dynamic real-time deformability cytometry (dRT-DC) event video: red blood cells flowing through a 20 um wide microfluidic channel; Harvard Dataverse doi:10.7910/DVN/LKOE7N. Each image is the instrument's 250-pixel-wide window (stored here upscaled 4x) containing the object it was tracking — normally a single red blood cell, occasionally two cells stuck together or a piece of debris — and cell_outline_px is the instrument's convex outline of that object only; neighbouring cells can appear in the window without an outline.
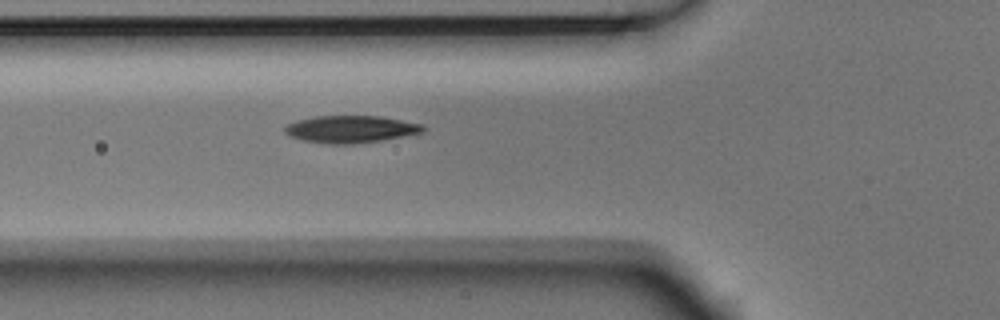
{"species": "Egyptian fruit bat (a non-hibernating species)", "species_latin": "Rousettus aegyptiacus", "temperature_condition": "room temperature", "stored_images_in_passage": 2, "camera_frame_rate_fps": 3000, "um_per_image_px": 0.085, "animal": {"sex": "male"}, "frame": {"image": 1, "passage_image": 2, "time_ms": 0.333, "image_size_px": [1000, 320], "cell_outline_px": [[424, 132], [380, 140], [352, 144], [328, 144], [300, 140], [288, 136], [284, 132], [284, 128], [288, 124], [296, 120], [316, 116], [380, 116], [420, 124], [424, 128]], "centroid_in_image_um": [29.73, 10.98], "position_along_channel_um": 96.1, "area_um2": 21.79}}